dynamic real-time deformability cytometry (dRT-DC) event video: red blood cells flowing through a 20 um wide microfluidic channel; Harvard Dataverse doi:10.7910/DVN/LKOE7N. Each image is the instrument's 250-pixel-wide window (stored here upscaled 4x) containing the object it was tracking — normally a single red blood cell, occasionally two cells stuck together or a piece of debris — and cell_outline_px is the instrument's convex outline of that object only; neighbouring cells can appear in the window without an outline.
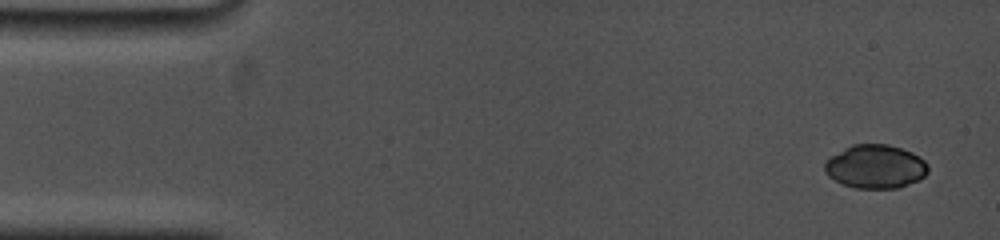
{"species": "common noctule bat (a hibernating species)", "species_latin": "Nyctalus noctula", "temperature_condition": "cold", "stored_images_in_passage": 7, "camera_frame_rate_fps": 5000, "um_per_image_px": 0.085, "animal": {"sex": "female", "body_mass_g": 19.0, "forearm_length_mm": 53.3}, "frame": {"image": 1, "passage_image": 1, "time_ms": 0.0, "image_size_px": [1000, 240], "cell_outline_px": [[928, 172], [924, 176], [900, 188], [856, 188], [844, 184], [828, 176], [824, 172], [824, 164], [832, 156], [844, 148], [852, 144], [888, 144], [912, 152], [924, 160], [928, 164]], "centroid_in_image_um": [74.42, 14.15], "position_along_channel_um": 10.6, "area_um2": 26.13}}
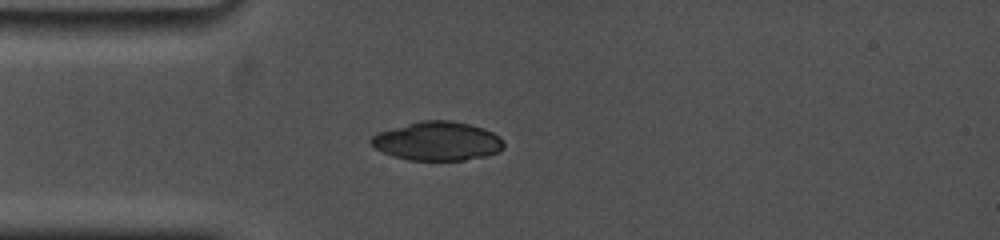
{"frame": {"image": 2, "passage_image": 4, "time_ms": 3.8, "image_size_px": [1000, 240], "cell_outline_px": [[504, 148], [500, 152], [488, 156], [464, 160], [408, 160], [392, 156], [376, 148], [368, 140], [372, 136], [380, 132], [420, 120], [452, 120], [484, 128], [500, 136], [504, 144]], "centroid_in_image_um": [37.22, 12.0], "position_along_channel_um": 47.8, "area_um2": 30.11}}